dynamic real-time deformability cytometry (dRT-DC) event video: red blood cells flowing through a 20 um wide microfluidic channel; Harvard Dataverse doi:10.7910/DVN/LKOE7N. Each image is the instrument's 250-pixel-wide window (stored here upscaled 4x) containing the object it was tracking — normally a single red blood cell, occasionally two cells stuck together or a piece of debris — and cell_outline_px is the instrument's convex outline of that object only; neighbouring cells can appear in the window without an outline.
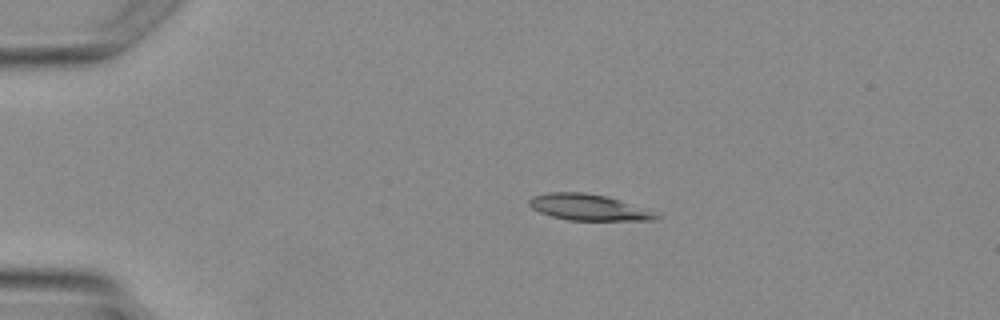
{"species": "Egyptian fruit bat (a non-hibernating species)", "species_latin": "Rousettus aegyptiacus", "temperature_condition": "warm", "stored_images_in_passage": 3, "camera_frame_rate_fps": 3000, "um_per_image_px": 0.085, "animal": {"sex": "female"}, "frame": {"image": 1, "passage_image": 2, "time_ms": 1.333, "image_size_px": [1000, 320], "cell_outline_px": [[660, 216], [652, 220], [568, 220], [552, 216], [540, 212], [532, 208], [528, 204], [528, 200], [532, 196], [548, 192], [584, 192], [604, 196], [652, 208], [660, 212]], "centroid_in_image_um": [50.1, 17.62], "position_along_channel_um": 34.9, "area_um2": 19.65}}